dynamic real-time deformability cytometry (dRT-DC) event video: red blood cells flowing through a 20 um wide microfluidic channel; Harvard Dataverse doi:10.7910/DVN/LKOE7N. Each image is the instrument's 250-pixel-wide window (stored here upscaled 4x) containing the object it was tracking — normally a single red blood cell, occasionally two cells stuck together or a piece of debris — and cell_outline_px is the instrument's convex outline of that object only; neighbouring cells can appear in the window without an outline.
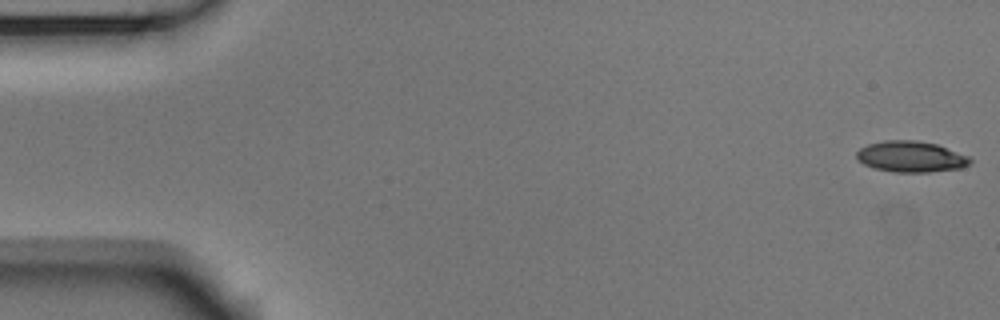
{"species": "Egyptian fruit bat (a non-hibernating species)", "species_latin": "Rousettus aegyptiacus", "temperature_condition": "room temperature", "stored_images_in_passage": 53, "camera_frame_rate_fps": 3000, "um_per_image_px": 0.085, "animal": {"sex": "male"}, "frame": {"image": 1, "passage_image": 1, "time_ms": 0.0, "image_size_px": [1000, 320], "cell_outline_px": [[972, 164], [960, 168], [928, 172], [896, 172], [876, 168], [864, 164], [856, 156], [856, 152], [860, 148], [868, 144], [884, 140], [916, 140], [936, 144], [968, 156], [972, 160]], "centroid_in_image_um": [77.44, 13.31], "position_along_channel_um": 7.6, "area_um2": 20.35}}
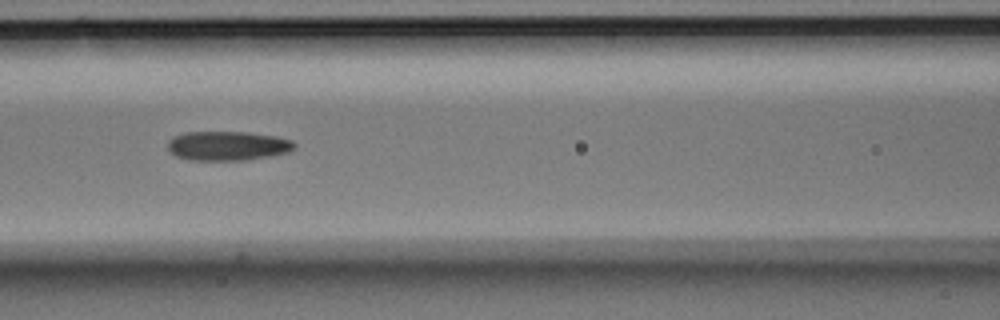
{"frame": {"image": 2, "passage_image": 23, "time_ms": 7.333, "image_size_px": [1000, 320], "cell_outline_px": [[296, 148], [288, 152], [272, 156], [248, 160], [188, 160], [176, 156], [168, 148], [168, 140], [172, 136], [184, 132], [248, 132], [276, 136], [292, 140], [296, 144]], "centroid_in_image_um": [19.37, 12.39], "position_along_channel_um": 147.2, "area_um2": 21.91}}
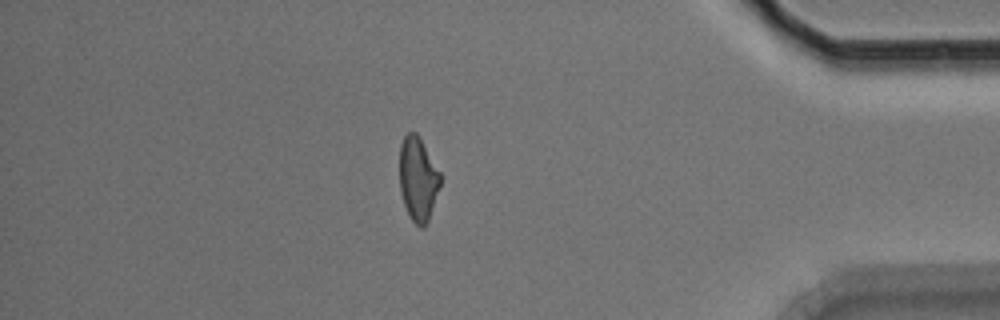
{"frame": {"image": 3, "passage_image": 46, "time_ms": 15.0, "image_size_px": [1000, 320], "cell_outline_px": [[440, 184], [428, 220], [424, 228], [420, 228], [412, 220], [404, 204], [400, 192], [400, 144], [404, 136], [408, 132], [416, 132], [440, 172]], "centroid_in_image_um": [35.51, 15.21], "position_along_channel_um": 399.7, "area_um2": 19.59}, "authors_computed_cell_mechanics": {"area_um2": 21.097, "velocity_mm_per_s": 3.7681, "shape_relaxation_time_tau1_ms": 8.5794, "shape_relaxation_time_tau2_ms": 3.3134, "deformation_change_tau1": 0.18, "deformation_change_tau2": 0.1127}}